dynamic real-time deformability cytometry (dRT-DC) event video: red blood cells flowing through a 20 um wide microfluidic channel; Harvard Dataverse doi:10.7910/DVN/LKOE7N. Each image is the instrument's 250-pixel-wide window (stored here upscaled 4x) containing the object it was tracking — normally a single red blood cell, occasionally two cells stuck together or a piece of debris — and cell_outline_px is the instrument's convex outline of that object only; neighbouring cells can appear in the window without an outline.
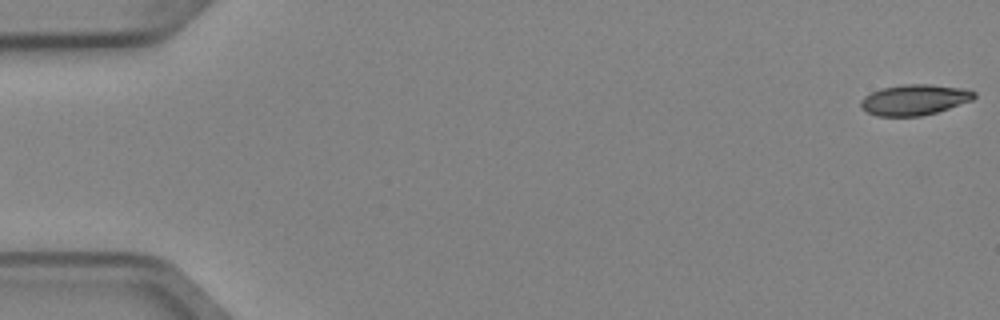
{"species": "Egyptian fruit bat (a non-hibernating species)", "species_latin": "Rousettus aegyptiacus", "temperature_condition": "cold", "stored_images_in_passage": 4, "segment_of_instrument_passage": [2, 2], "camera_frame_rate_fps": 3000, "um_per_image_px": 0.085, "animal": {"sex": "female"}, "frame": {"image": 1, "passage_image": 4, "time_ms": 1.0, "image_size_px": [1000, 320], "cell_outline_px": [[976, 96], [972, 100], [936, 112], [920, 116], [876, 116], [860, 108], [860, 100], [864, 96], [872, 92], [884, 88], [904, 84], [928, 84], [964, 88], [976, 92]], "centroid_in_image_um": [77.71, 8.48], "position_along_channel_um": 7.3, "area_um2": 20.17}}